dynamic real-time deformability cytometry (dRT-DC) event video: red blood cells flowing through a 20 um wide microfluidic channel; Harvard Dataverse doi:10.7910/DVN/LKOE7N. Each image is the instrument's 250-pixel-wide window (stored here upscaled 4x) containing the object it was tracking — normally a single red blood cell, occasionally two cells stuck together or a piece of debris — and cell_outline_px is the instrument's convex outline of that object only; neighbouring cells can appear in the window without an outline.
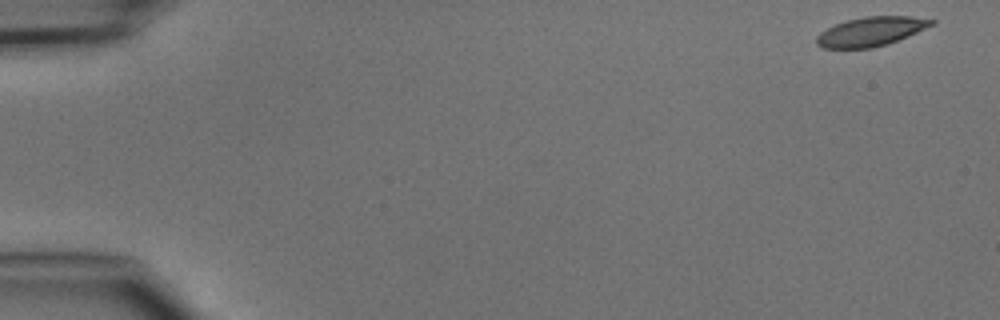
{"species": "common noctule bat (a hibernating species)", "species_latin": "Nyctalus noctula", "temperature_condition": "cold", "stored_images_in_passage": 47, "camera_frame_rate_fps": 3000, "um_per_image_px": 0.085, "animal": {"sex": "male", "body_mass_g": 15.6}, "frame": {"image": 1, "passage_image": 1, "time_ms": 0.0, "image_size_px": [1000, 320], "cell_outline_px": [[936, 24], [908, 36], [888, 44], [872, 48], [820, 48], [816, 44], [816, 36], [820, 32], [836, 24], [848, 20], [864, 16], [912, 16], [936, 20]], "centroid_in_image_um": [74.05, 2.68], "position_along_channel_um": 11.0, "area_um2": 19.65}}
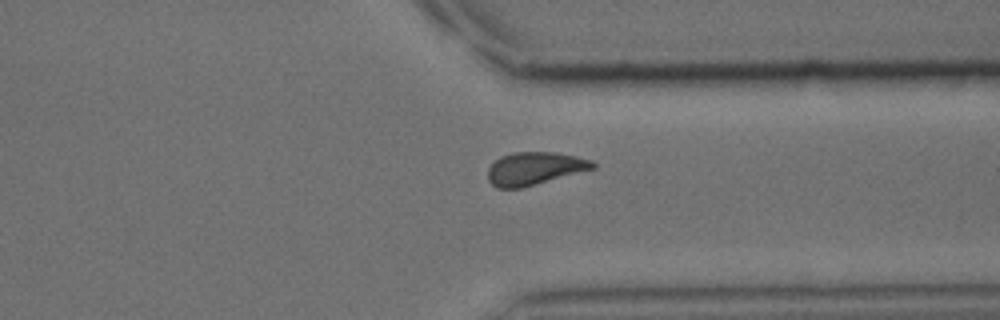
{"frame": {"image": 2, "passage_image": 36, "time_ms": 11.667, "image_size_px": [1000, 320], "cell_outline_px": [[596, 168], [520, 188], [496, 188], [488, 180], [488, 168], [500, 156], [512, 152], [556, 152], [576, 156], [592, 160], [596, 164]], "centroid_in_image_um": [45.44, 14.31], "position_along_channel_um": 366.0, "area_um2": 20.06}}
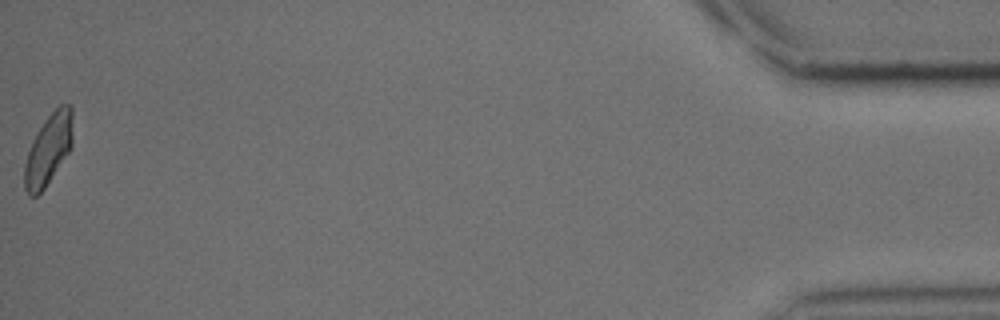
{"frame": {"image": 3, "passage_image": 47, "time_ms": 15.333, "image_size_px": [1000, 320], "cell_outline_px": [[72, 148], [44, 188], [36, 196], [28, 196], [24, 188], [24, 164], [32, 140], [44, 120], [60, 104], [72, 104]], "centroid_in_image_um": [4.11, 12.7], "position_along_channel_um": 431.1, "area_um2": 19.94}}